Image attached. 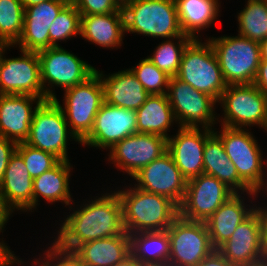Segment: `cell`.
I'll return each mask as SVG.
<instances>
[{
	"label": "cell",
	"instance_id": "obj_1",
	"mask_svg": "<svg viewBox=\"0 0 267 266\" xmlns=\"http://www.w3.org/2000/svg\"><path fill=\"white\" fill-rule=\"evenodd\" d=\"M96 196L81 204L62 221L52 242L60 250L72 253L80 244L109 238L125 232L122 203L116 191Z\"/></svg>",
	"mask_w": 267,
	"mask_h": 266
},
{
	"label": "cell",
	"instance_id": "obj_2",
	"mask_svg": "<svg viewBox=\"0 0 267 266\" xmlns=\"http://www.w3.org/2000/svg\"><path fill=\"white\" fill-rule=\"evenodd\" d=\"M116 192L122 203L123 226L128 234L167 230L179 216V207L165 196L135 186Z\"/></svg>",
	"mask_w": 267,
	"mask_h": 266
},
{
	"label": "cell",
	"instance_id": "obj_3",
	"mask_svg": "<svg viewBox=\"0 0 267 266\" xmlns=\"http://www.w3.org/2000/svg\"><path fill=\"white\" fill-rule=\"evenodd\" d=\"M122 11L127 33L161 39L183 35L174 0H129Z\"/></svg>",
	"mask_w": 267,
	"mask_h": 266
},
{
	"label": "cell",
	"instance_id": "obj_4",
	"mask_svg": "<svg viewBox=\"0 0 267 266\" xmlns=\"http://www.w3.org/2000/svg\"><path fill=\"white\" fill-rule=\"evenodd\" d=\"M175 77L217 102L227 87L218 58L208 39L203 43L201 39H192L187 44Z\"/></svg>",
	"mask_w": 267,
	"mask_h": 266
},
{
	"label": "cell",
	"instance_id": "obj_5",
	"mask_svg": "<svg viewBox=\"0 0 267 266\" xmlns=\"http://www.w3.org/2000/svg\"><path fill=\"white\" fill-rule=\"evenodd\" d=\"M207 39L227 85L253 84L261 61L259 42L240 35Z\"/></svg>",
	"mask_w": 267,
	"mask_h": 266
},
{
	"label": "cell",
	"instance_id": "obj_6",
	"mask_svg": "<svg viewBox=\"0 0 267 266\" xmlns=\"http://www.w3.org/2000/svg\"><path fill=\"white\" fill-rule=\"evenodd\" d=\"M218 103L224 111L218 120L222 126L250 129L255 125L267 131V96L254 84L227 85Z\"/></svg>",
	"mask_w": 267,
	"mask_h": 266
},
{
	"label": "cell",
	"instance_id": "obj_7",
	"mask_svg": "<svg viewBox=\"0 0 267 266\" xmlns=\"http://www.w3.org/2000/svg\"><path fill=\"white\" fill-rule=\"evenodd\" d=\"M63 104L54 101L62 109L71 132L82 142L91 132L94 120L104 102L103 86L94 73L85 82L64 90Z\"/></svg>",
	"mask_w": 267,
	"mask_h": 266
},
{
	"label": "cell",
	"instance_id": "obj_8",
	"mask_svg": "<svg viewBox=\"0 0 267 266\" xmlns=\"http://www.w3.org/2000/svg\"><path fill=\"white\" fill-rule=\"evenodd\" d=\"M38 53L40 73L46 100L57 98L54 86L63 90L85 82L95 73V67L78 58L62 46L50 47Z\"/></svg>",
	"mask_w": 267,
	"mask_h": 266
},
{
	"label": "cell",
	"instance_id": "obj_9",
	"mask_svg": "<svg viewBox=\"0 0 267 266\" xmlns=\"http://www.w3.org/2000/svg\"><path fill=\"white\" fill-rule=\"evenodd\" d=\"M68 139L81 142L71 132L62 109L54 100L43 101L35 110L25 143L69 161Z\"/></svg>",
	"mask_w": 267,
	"mask_h": 266
},
{
	"label": "cell",
	"instance_id": "obj_10",
	"mask_svg": "<svg viewBox=\"0 0 267 266\" xmlns=\"http://www.w3.org/2000/svg\"><path fill=\"white\" fill-rule=\"evenodd\" d=\"M166 95L179 127L215 129L213 125L218 124L219 116L214 111L218 103L214 98L177 77H170Z\"/></svg>",
	"mask_w": 267,
	"mask_h": 266
},
{
	"label": "cell",
	"instance_id": "obj_11",
	"mask_svg": "<svg viewBox=\"0 0 267 266\" xmlns=\"http://www.w3.org/2000/svg\"><path fill=\"white\" fill-rule=\"evenodd\" d=\"M213 132L221 139L224 150L237 169L239 178L252 190L260 186L266 162L257 140L249 129L222 126ZM221 132V133H220Z\"/></svg>",
	"mask_w": 267,
	"mask_h": 266
},
{
	"label": "cell",
	"instance_id": "obj_12",
	"mask_svg": "<svg viewBox=\"0 0 267 266\" xmlns=\"http://www.w3.org/2000/svg\"><path fill=\"white\" fill-rule=\"evenodd\" d=\"M167 231L170 239L168 266H196L214 250L205 222L178 216Z\"/></svg>",
	"mask_w": 267,
	"mask_h": 266
},
{
	"label": "cell",
	"instance_id": "obj_13",
	"mask_svg": "<svg viewBox=\"0 0 267 266\" xmlns=\"http://www.w3.org/2000/svg\"><path fill=\"white\" fill-rule=\"evenodd\" d=\"M235 192L216 177L200 174L187 180L179 216L189 221L205 222Z\"/></svg>",
	"mask_w": 267,
	"mask_h": 266
},
{
	"label": "cell",
	"instance_id": "obj_14",
	"mask_svg": "<svg viewBox=\"0 0 267 266\" xmlns=\"http://www.w3.org/2000/svg\"><path fill=\"white\" fill-rule=\"evenodd\" d=\"M11 47L0 57V94L30 95L45 101L38 53L20 49L22 56L6 58L5 51Z\"/></svg>",
	"mask_w": 267,
	"mask_h": 266
},
{
	"label": "cell",
	"instance_id": "obj_15",
	"mask_svg": "<svg viewBox=\"0 0 267 266\" xmlns=\"http://www.w3.org/2000/svg\"><path fill=\"white\" fill-rule=\"evenodd\" d=\"M167 152V139L146 133H134L116 143L108 160L131 178L143 167Z\"/></svg>",
	"mask_w": 267,
	"mask_h": 266
},
{
	"label": "cell",
	"instance_id": "obj_16",
	"mask_svg": "<svg viewBox=\"0 0 267 266\" xmlns=\"http://www.w3.org/2000/svg\"><path fill=\"white\" fill-rule=\"evenodd\" d=\"M132 178L137 182L134 184L135 187L165 196L178 207L185 196L187 179L168 152L141 168Z\"/></svg>",
	"mask_w": 267,
	"mask_h": 266
},
{
	"label": "cell",
	"instance_id": "obj_17",
	"mask_svg": "<svg viewBox=\"0 0 267 266\" xmlns=\"http://www.w3.org/2000/svg\"><path fill=\"white\" fill-rule=\"evenodd\" d=\"M137 133L136 110L124 109L103 102L89 135L81 145L97 149H111L129 135Z\"/></svg>",
	"mask_w": 267,
	"mask_h": 266
},
{
	"label": "cell",
	"instance_id": "obj_18",
	"mask_svg": "<svg viewBox=\"0 0 267 266\" xmlns=\"http://www.w3.org/2000/svg\"><path fill=\"white\" fill-rule=\"evenodd\" d=\"M217 250L236 266H253L264 262L265 256L261 241V225L254 211L240 223L231 237Z\"/></svg>",
	"mask_w": 267,
	"mask_h": 266
},
{
	"label": "cell",
	"instance_id": "obj_19",
	"mask_svg": "<svg viewBox=\"0 0 267 266\" xmlns=\"http://www.w3.org/2000/svg\"><path fill=\"white\" fill-rule=\"evenodd\" d=\"M212 133L207 129L178 127L176 135H169L167 152L187 180L204 173L205 141Z\"/></svg>",
	"mask_w": 267,
	"mask_h": 266
},
{
	"label": "cell",
	"instance_id": "obj_20",
	"mask_svg": "<svg viewBox=\"0 0 267 266\" xmlns=\"http://www.w3.org/2000/svg\"><path fill=\"white\" fill-rule=\"evenodd\" d=\"M68 3V0H47L25 8L23 32L13 47L31 52L50 48L49 27Z\"/></svg>",
	"mask_w": 267,
	"mask_h": 266
},
{
	"label": "cell",
	"instance_id": "obj_21",
	"mask_svg": "<svg viewBox=\"0 0 267 266\" xmlns=\"http://www.w3.org/2000/svg\"><path fill=\"white\" fill-rule=\"evenodd\" d=\"M42 102L36 96L0 94V136L17 144L25 142L34 112Z\"/></svg>",
	"mask_w": 267,
	"mask_h": 266
},
{
	"label": "cell",
	"instance_id": "obj_22",
	"mask_svg": "<svg viewBox=\"0 0 267 266\" xmlns=\"http://www.w3.org/2000/svg\"><path fill=\"white\" fill-rule=\"evenodd\" d=\"M0 199L3 207L12 214L33 212V178L24 164L23 158L15 151L11 156L0 184Z\"/></svg>",
	"mask_w": 267,
	"mask_h": 266
},
{
	"label": "cell",
	"instance_id": "obj_23",
	"mask_svg": "<svg viewBox=\"0 0 267 266\" xmlns=\"http://www.w3.org/2000/svg\"><path fill=\"white\" fill-rule=\"evenodd\" d=\"M103 86L104 102L124 109H139L150 96L132 70L105 75L95 69Z\"/></svg>",
	"mask_w": 267,
	"mask_h": 266
},
{
	"label": "cell",
	"instance_id": "obj_24",
	"mask_svg": "<svg viewBox=\"0 0 267 266\" xmlns=\"http://www.w3.org/2000/svg\"><path fill=\"white\" fill-rule=\"evenodd\" d=\"M241 194L232 195L205 221L214 249L226 242L237 226L254 212L255 207L245 204Z\"/></svg>",
	"mask_w": 267,
	"mask_h": 266
},
{
	"label": "cell",
	"instance_id": "obj_25",
	"mask_svg": "<svg viewBox=\"0 0 267 266\" xmlns=\"http://www.w3.org/2000/svg\"><path fill=\"white\" fill-rule=\"evenodd\" d=\"M123 11L81 15L80 37L102 48H119L125 37ZM124 36V37H123Z\"/></svg>",
	"mask_w": 267,
	"mask_h": 266
},
{
	"label": "cell",
	"instance_id": "obj_26",
	"mask_svg": "<svg viewBox=\"0 0 267 266\" xmlns=\"http://www.w3.org/2000/svg\"><path fill=\"white\" fill-rule=\"evenodd\" d=\"M203 166L204 174L216 177L235 193L241 192L244 195L246 192L250 198L256 199L254 191L239 178L237 169L228 158L221 139L214 132L205 141Z\"/></svg>",
	"mask_w": 267,
	"mask_h": 266
},
{
	"label": "cell",
	"instance_id": "obj_27",
	"mask_svg": "<svg viewBox=\"0 0 267 266\" xmlns=\"http://www.w3.org/2000/svg\"><path fill=\"white\" fill-rule=\"evenodd\" d=\"M72 253L87 266H114L131 253L130 237L125 231L113 237L88 241Z\"/></svg>",
	"mask_w": 267,
	"mask_h": 266
},
{
	"label": "cell",
	"instance_id": "obj_28",
	"mask_svg": "<svg viewBox=\"0 0 267 266\" xmlns=\"http://www.w3.org/2000/svg\"><path fill=\"white\" fill-rule=\"evenodd\" d=\"M72 167L70 160L60 161L55 167L33 179V211L37 209L39 197L51 205L58 201L65 206L73 203L69 187Z\"/></svg>",
	"mask_w": 267,
	"mask_h": 266
},
{
	"label": "cell",
	"instance_id": "obj_29",
	"mask_svg": "<svg viewBox=\"0 0 267 266\" xmlns=\"http://www.w3.org/2000/svg\"><path fill=\"white\" fill-rule=\"evenodd\" d=\"M174 1L181 31L192 39H199V32L214 24L221 11L217 0Z\"/></svg>",
	"mask_w": 267,
	"mask_h": 266
},
{
	"label": "cell",
	"instance_id": "obj_30",
	"mask_svg": "<svg viewBox=\"0 0 267 266\" xmlns=\"http://www.w3.org/2000/svg\"><path fill=\"white\" fill-rule=\"evenodd\" d=\"M137 133L155 134L168 139V131L173 127L174 112L166 94L150 95L136 110Z\"/></svg>",
	"mask_w": 267,
	"mask_h": 266
},
{
	"label": "cell",
	"instance_id": "obj_31",
	"mask_svg": "<svg viewBox=\"0 0 267 266\" xmlns=\"http://www.w3.org/2000/svg\"><path fill=\"white\" fill-rule=\"evenodd\" d=\"M130 252L143 266H167L170 239L167 230L129 234Z\"/></svg>",
	"mask_w": 267,
	"mask_h": 266
},
{
	"label": "cell",
	"instance_id": "obj_32",
	"mask_svg": "<svg viewBox=\"0 0 267 266\" xmlns=\"http://www.w3.org/2000/svg\"><path fill=\"white\" fill-rule=\"evenodd\" d=\"M237 15L238 35L261 42L267 37V1L247 0Z\"/></svg>",
	"mask_w": 267,
	"mask_h": 266
},
{
	"label": "cell",
	"instance_id": "obj_33",
	"mask_svg": "<svg viewBox=\"0 0 267 266\" xmlns=\"http://www.w3.org/2000/svg\"><path fill=\"white\" fill-rule=\"evenodd\" d=\"M191 40L192 38L185 34L166 39V41L164 39L150 54L152 56L149 55L147 58L169 77H175L179 70L183 50Z\"/></svg>",
	"mask_w": 267,
	"mask_h": 266
},
{
	"label": "cell",
	"instance_id": "obj_34",
	"mask_svg": "<svg viewBox=\"0 0 267 266\" xmlns=\"http://www.w3.org/2000/svg\"><path fill=\"white\" fill-rule=\"evenodd\" d=\"M24 7L20 0H0V39L14 46L21 37Z\"/></svg>",
	"mask_w": 267,
	"mask_h": 266
},
{
	"label": "cell",
	"instance_id": "obj_35",
	"mask_svg": "<svg viewBox=\"0 0 267 266\" xmlns=\"http://www.w3.org/2000/svg\"><path fill=\"white\" fill-rule=\"evenodd\" d=\"M80 27L81 14L75 5L69 2L49 27L50 47H58V42L80 36Z\"/></svg>",
	"mask_w": 267,
	"mask_h": 266
},
{
	"label": "cell",
	"instance_id": "obj_36",
	"mask_svg": "<svg viewBox=\"0 0 267 266\" xmlns=\"http://www.w3.org/2000/svg\"><path fill=\"white\" fill-rule=\"evenodd\" d=\"M130 69L150 95L167 93L170 77L154 65L147 57L140 60L135 67Z\"/></svg>",
	"mask_w": 267,
	"mask_h": 266
},
{
	"label": "cell",
	"instance_id": "obj_37",
	"mask_svg": "<svg viewBox=\"0 0 267 266\" xmlns=\"http://www.w3.org/2000/svg\"><path fill=\"white\" fill-rule=\"evenodd\" d=\"M16 152L23 158L33 179L52 169L61 161L52 153L32 147L25 142L17 144Z\"/></svg>",
	"mask_w": 267,
	"mask_h": 266
},
{
	"label": "cell",
	"instance_id": "obj_38",
	"mask_svg": "<svg viewBox=\"0 0 267 266\" xmlns=\"http://www.w3.org/2000/svg\"><path fill=\"white\" fill-rule=\"evenodd\" d=\"M49 245L51 246L43 253L44 257L33 259L31 266H87L73 253L60 250L53 243Z\"/></svg>",
	"mask_w": 267,
	"mask_h": 266
},
{
	"label": "cell",
	"instance_id": "obj_39",
	"mask_svg": "<svg viewBox=\"0 0 267 266\" xmlns=\"http://www.w3.org/2000/svg\"><path fill=\"white\" fill-rule=\"evenodd\" d=\"M81 15L109 14L122 11L114 0H73Z\"/></svg>",
	"mask_w": 267,
	"mask_h": 266
},
{
	"label": "cell",
	"instance_id": "obj_40",
	"mask_svg": "<svg viewBox=\"0 0 267 266\" xmlns=\"http://www.w3.org/2000/svg\"><path fill=\"white\" fill-rule=\"evenodd\" d=\"M17 148V143L0 136V184L6 171L8 162Z\"/></svg>",
	"mask_w": 267,
	"mask_h": 266
},
{
	"label": "cell",
	"instance_id": "obj_41",
	"mask_svg": "<svg viewBox=\"0 0 267 266\" xmlns=\"http://www.w3.org/2000/svg\"><path fill=\"white\" fill-rule=\"evenodd\" d=\"M254 211L257 213L260 225H261V241H262V248L264 251L265 259L267 258V206H256Z\"/></svg>",
	"mask_w": 267,
	"mask_h": 266
},
{
	"label": "cell",
	"instance_id": "obj_42",
	"mask_svg": "<svg viewBox=\"0 0 267 266\" xmlns=\"http://www.w3.org/2000/svg\"><path fill=\"white\" fill-rule=\"evenodd\" d=\"M196 266H236V265L231 264L217 249H214Z\"/></svg>",
	"mask_w": 267,
	"mask_h": 266
},
{
	"label": "cell",
	"instance_id": "obj_43",
	"mask_svg": "<svg viewBox=\"0 0 267 266\" xmlns=\"http://www.w3.org/2000/svg\"><path fill=\"white\" fill-rule=\"evenodd\" d=\"M253 84L267 96V61H260Z\"/></svg>",
	"mask_w": 267,
	"mask_h": 266
},
{
	"label": "cell",
	"instance_id": "obj_44",
	"mask_svg": "<svg viewBox=\"0 0 267 266\" xmlns=\"http://www.w3.org/2000/svg\"><path fill=\"white\" fill-rule=\"evenodd\" d=\"M19 256H15V254L10 251L1 261L0 266H14V265H21L25 266L29 262H24ZM25 263V264H24ZM23 264V265H22Z\"/></svg>",
	"mask_w": 267,
	"mask_h": 266
},
{
	"label": "cell",
	"instance_id": "obj_45",
	"mask_svg": "<svg viewBox=\"0 0 267 266\" xmlns=\"http://www.w3.org/2000/svg\"><path fill=\"white\" fill-rule=\"evenodd\" d=\"M114 266H143L131 253Z\"/></svg>",
	"mask_w": 267,
	"mask_h": 266
},
{
	"label": "cell",
	"instance_id": "obj_46",
	"mask_svg": "<svg viewBox=\"0 0 267 266\" xmlns=\"http://www.w3.org/2000/svg\"><path fill=\"white\" fill-rule=\"evenodd\" d=\"M10 216L9 212L3 207L0 199V232H4V226L7 224Z\"/></svg>",
	"mask_w": 267,
	"mask_h": 266
},
{
	"label": "cell",
	"instance_id": "obj_47",
	"mask_svg": "<svg viewBox=\"0 0 267 266\" xmlns=\"http://www.w3.org/2000/svg\"><path fill=\"white\" fill-rule=\"evenodd\" d=\"M261 61H267V37L259 42Z\"/></svg>",
	"mask_w": 267,
	"mask_h": 266
},
{
	"label": "cell",
	"instance_id": "obj_48",
	"mask_svg": "<svg viewBox=\"0 0 267 266\" xmlns=\"http://www.w3.org/2000/svg\"><path fill=\"white\" fill-rule=\"evenodd\" d=\"M266 162H267V160H266ZM265 166H267V163H266ZM265 177H266V182L264 181L265 180ZM263 187L265 188V191L267 192V173H266V169L264 170L263 180H262L260 186H258V188L254 191V194H255L256 197L259 195L258 193H261L260 192L261 190L264 191L263 190L264 189Z\"/></svg>",
	"mask_w": 267,
	"mask_h": 266
},
{
	"label": "cell",
	"instance_id": "obj_49",
	"mask_svg": "<svg viewBox=\"0 0 267 266\" xmlns=\"http://www.w3.org/2000/svg\"><path fill=\"white\" fill-rule=\"evenodd\" d=\"M6 244L7 243H4L3 239L0 241V261L11 251L10 247Z\"/></svg>",
	"mask_w": 267,
	"mask_h": 266
},
{
	"label": "cell",
	"instance_id": "obj_50",
	"mask_svg": "<svg viewBox=\"0 0 267 266\" xmlns=\"http://www.w3.org/2000/svg\"><path fill=\"white\" fill-rule=\"evenodd\" d=\"M23 4L24 9L28 8L29 6L36 5L42 3L47 0H20Z\"/></svg>",
	"mask_w": 267,
	"mask_h": 266
},
{
	"label": "cell",
	"instance_id": "obj_51",
	"mask_svg": "<svg viewBox=\"0 0 267 266\" xmlns=\"http://www.w3.org/2000/svg\"><path fill=\"white\" fill-rule=\"evenodd\" d=\"M8 47V45L0 39V57H1V54L2 52Z\"/></svg>",
	"mask_w": 267,
	"mask_h": 266
},
{
	"label": "cell",
	"instance_id": "obj_52",
	"mask_svg": "<svg viewBox=\"0 0 267 266\" xmlns=\"http://www.w3.org/2000/svg\"><path fill=\"white\" fill-rule=\"evenodd\" d=\"M121 8L129 1V0H114Z\"/></svg>",
	"mask_w": 267,
	"mask_h": 266
},
{
	"label": "cell",
	"instance_id": "obj_53",
	"mask_svg": "<svg viewBox=\"0 0 267 266\" xmlns=\"http://www.w3.org/2000/svg\"><path fill=\"white\" fill-rule=\"evenodd\" d=\"M253 266H267V262L264 261V262H261L259 264L253 265Z\"/></svg>",
	"mask_w": 267,
	"mask_h": 266
}]
</instances>
